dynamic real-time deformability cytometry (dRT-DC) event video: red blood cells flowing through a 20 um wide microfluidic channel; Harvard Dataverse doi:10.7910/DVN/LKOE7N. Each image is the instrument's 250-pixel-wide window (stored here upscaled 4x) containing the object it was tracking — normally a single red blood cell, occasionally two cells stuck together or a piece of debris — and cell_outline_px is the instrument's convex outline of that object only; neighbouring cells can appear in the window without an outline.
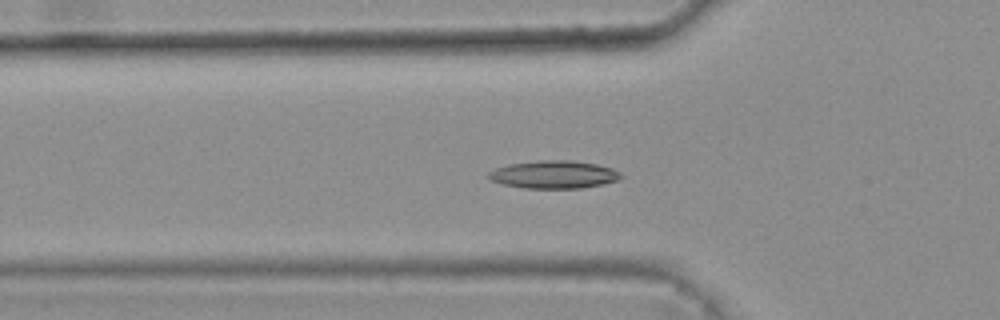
{"species": "common noctule bat (a hibernating species)", "species_latin": "Nyctalus noctula", "temperature_condition": "warm", "stored_images_in_passage": 44, "camera_frame_rate_fps": 3000, "um_per_image_px": 0.085, "animal": {"sex": "female", "body_mass_g": 25.1}, "frame": {"image": 1, "passage_image": 17, "time_ms": 5.333, "image_size_px": [1000, 320], "cell_outline_px": [[624, 176], [616, 180], [600, 184], [580, 188], [524, 188], [504, 184], [492, 180], [488, 176], [488, 172], [496, 168], [508, 164], [540, 160], [572, 160], [596, 164], [612, 168], [620, 172]], "centroid_in_image_um": [47.08, 14.82], "position_along_channel_um": 78.7, "area_um2": 21.27}}
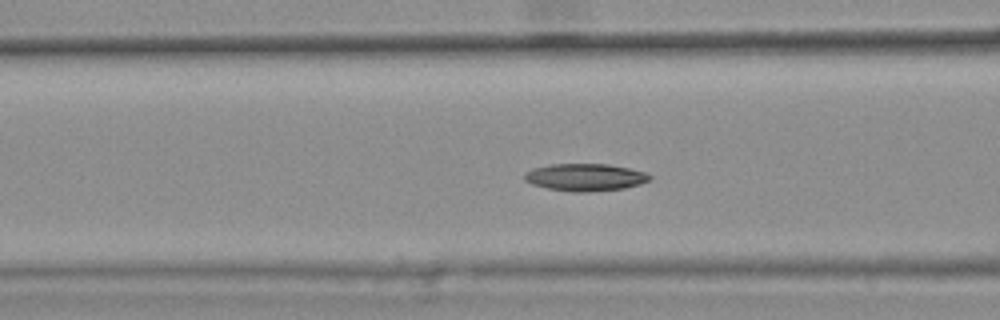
{"frame": {"image": 2, "passage_image": 20, "time_ms": 6.333, "image_size_px": [1000, 320], "cell_outline_px": [[652, 176], [648, 180], [640, 184], [624, 188], [588, 192], [572, 192], [548, 188], [532, 184], [524, 180], [524, 172], [532, 168], [552, 164], [608, 164], [628, 168], [644, 172]], "centroid_in_image_um": [49.7, 15.06], "position_along_channel_um": 116.9, "area_um2": 19.88}}
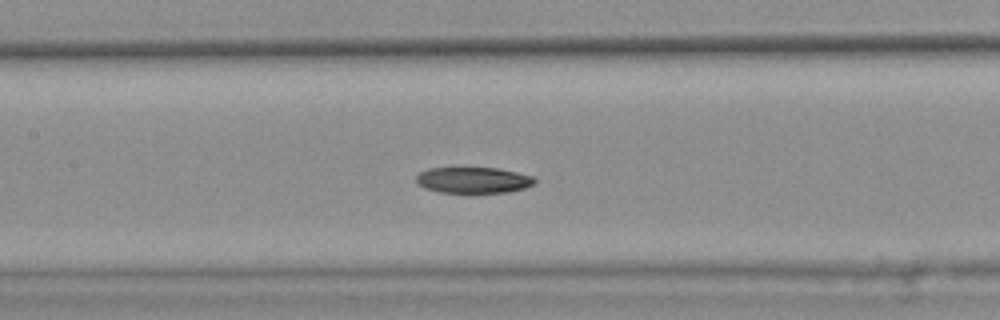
{"frame": {"image": 3, "passage_image": 24, "time_ms": 7.667, "image_size_px": [1000, 320], "cell_outline_px": [[536, 184], [524, 188], [508, 192], [472, 196], [468, 196], [440, 192], [424, 188], [416, 184], [416, 176], [420, 172], [428, 168], [496, 168], [536, 176]], "centroid_in_image_um": [40.24, 15.37], "position_along_channel_um": 167.2, "area_um2": 19.07}, "authors_computed_cell_mechanics": {"area_um2": 19.5942, "velocity_mm_per_s": 3.7765, "shape_relaxation_time_tau1_ms": 8.4993, "shape_relaxation_time_tau2_ms": null, "deformation_change_tau1": 0.1696, "deformation_change_tau2": null}}